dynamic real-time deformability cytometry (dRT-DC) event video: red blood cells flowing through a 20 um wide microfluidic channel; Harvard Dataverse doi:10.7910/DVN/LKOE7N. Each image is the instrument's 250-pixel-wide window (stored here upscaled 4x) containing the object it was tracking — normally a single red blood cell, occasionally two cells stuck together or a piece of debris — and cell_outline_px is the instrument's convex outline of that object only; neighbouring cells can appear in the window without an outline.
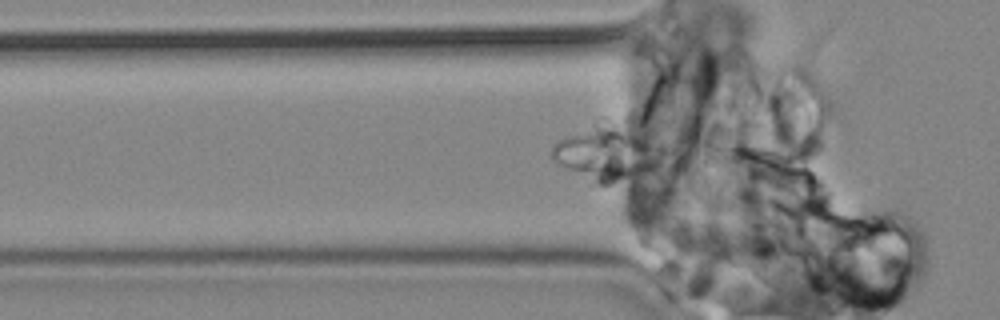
{"species": "common noctule bat (a hibernating species)", "species_latin": "Nyctalus noctula", "temperature_condition": "cold", "stored_images_in_passage": 81, "segment_of_instrument_passage": [1, 2], "camera_frame_rate_fps": 3000, "um_per_image_px": 0.085, "animal": {"sex": "male", "body_mass_g": 19.2, "forearm_length_mm": 51.8}, "frame": {"image": 1, "passage_image": 38, "time_ms": 12.333, "image_size_px": [1000, 320], "cell_outline_px": [[660, 168], [652, 172], [612, 180], [600, 180], [568, 172], [560, 168], [552, 160], [548, 152], [552, 144], [556, 140], [564, 136], [584, 132], [616, 132], [632, 136], [648, 144], [660, 160]], "centroid_in_image_um": [51.33, 13.21], "position_along_channel_um": 74.5, "area_um2": 29.71}}